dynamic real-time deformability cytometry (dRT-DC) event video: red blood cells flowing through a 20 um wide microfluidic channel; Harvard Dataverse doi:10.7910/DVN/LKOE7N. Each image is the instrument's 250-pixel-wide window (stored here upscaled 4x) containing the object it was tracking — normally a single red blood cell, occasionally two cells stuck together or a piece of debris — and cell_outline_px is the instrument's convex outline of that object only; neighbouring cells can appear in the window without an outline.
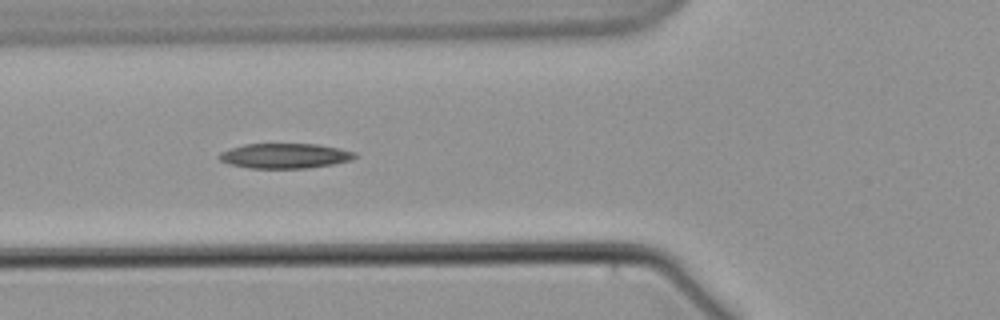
{"species": "common noctule bat (a hibernating species)", "species_latin": "Nyctalus noctula", "temperature_condition": "warm", "stored_images_in_passage": 7, "camera_frame_rate_fps": 3000, "um_per_image_px": 0.085, "animal": {"sex": "male", "body_mass_g": 21.5, "forearm_length_mm": 52.0}, "frame": {"image": 1, "passage_image": 5, "time_ms": 5.667, "image_size_px": [1000, 320], "cell_outline_px": [[360, 156], [352, 160], [332, 164], [304, 168], [248, 168], [228, 164], [220, 160], [216, 156], [220, 152], [244, 144], [316, 144], [340, 148], [356, 152]], "centroid_in_image_um": [24.23, 13.24], "position_along_channel_um": 101.6, "area_um2": 19.88}}